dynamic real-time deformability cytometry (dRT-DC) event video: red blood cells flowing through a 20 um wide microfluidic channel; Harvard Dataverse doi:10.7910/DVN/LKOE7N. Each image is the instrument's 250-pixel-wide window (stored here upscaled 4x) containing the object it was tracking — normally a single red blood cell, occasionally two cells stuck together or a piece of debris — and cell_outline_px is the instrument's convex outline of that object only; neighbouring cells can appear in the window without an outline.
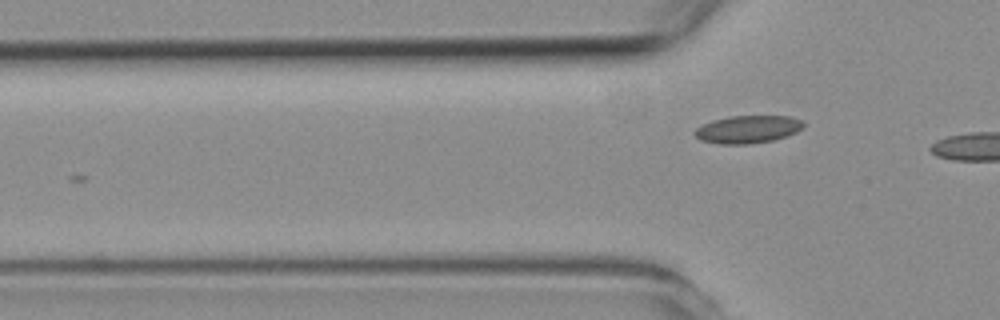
{"species": "common noctule bat (a hibernating species)", "species_latin": "Nyctalus noctula", "temperature_condition": "room temperature", "stored_images_in_passage": 2, "camera_frame_rate_fps": 3000, "um_per_image_px": 0.085, "animal": {"sex": "female", "body_mass_g": 19.3, "forearm_length_mm": 54.1}, "frame": {"image": 1, "passage_image": 2, "time_ms": 1.0, "image_size_px": [1000, 320], "cell_outline_px": [[804, 124], [796, 132], [788, 136], [772, 140], [748, 144], [720, 144], [700, 140], [692, 132], [696, 128], [712, 120], [728, 116], [792, 116], [800, 120]], "centroid_in_image_um": [63.53, 10.99], "position_along_channel_um": 62.3, "area_um2": 17.51}}